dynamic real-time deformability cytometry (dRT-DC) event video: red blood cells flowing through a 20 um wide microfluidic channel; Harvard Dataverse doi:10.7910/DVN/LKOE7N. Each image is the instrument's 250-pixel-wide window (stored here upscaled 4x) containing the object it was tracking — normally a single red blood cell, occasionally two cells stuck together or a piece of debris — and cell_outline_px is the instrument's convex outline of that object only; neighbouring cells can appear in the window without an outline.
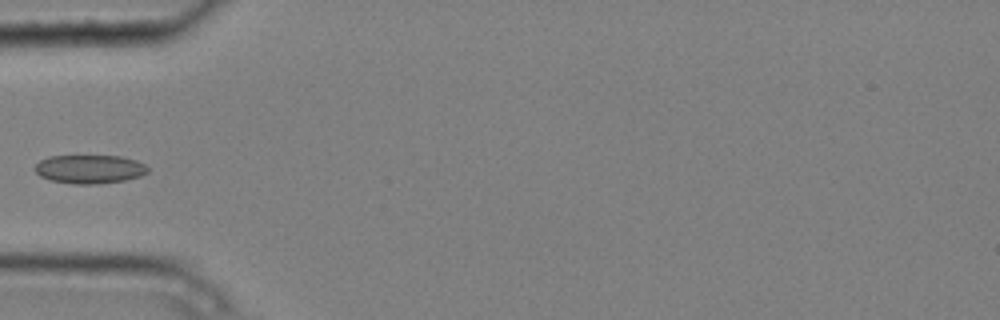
{"species": "common noctule bat (a hibernating species)", "species_latin": "Nyctalus noctula", "temperature_condition": "cold", "stored_images_in_passage": 3, "camera_frame_rate_fps": 3000, "um_per_image_px": 0.085, "animal": {"sex": "male", "body_mass_g": 20.4}, "frame": {"image": 1, "passage_image": 3, "time_ms": 0.667, "image_size_px": [1000, 320], "cell_outline_px": [[148, 172], [140, 176], [124, 180], [96, 184], [72, 184], [48, 180], [40, 176], [36, 172], [36, 164], [40, 160], [48, 156], [120, 156], [136, 160], [144, 164], [148, 168]], "centroid_in_image_um": [7.6, 14.38], "position_along_channel_um": 77.4, "area_um2": 18.84}}